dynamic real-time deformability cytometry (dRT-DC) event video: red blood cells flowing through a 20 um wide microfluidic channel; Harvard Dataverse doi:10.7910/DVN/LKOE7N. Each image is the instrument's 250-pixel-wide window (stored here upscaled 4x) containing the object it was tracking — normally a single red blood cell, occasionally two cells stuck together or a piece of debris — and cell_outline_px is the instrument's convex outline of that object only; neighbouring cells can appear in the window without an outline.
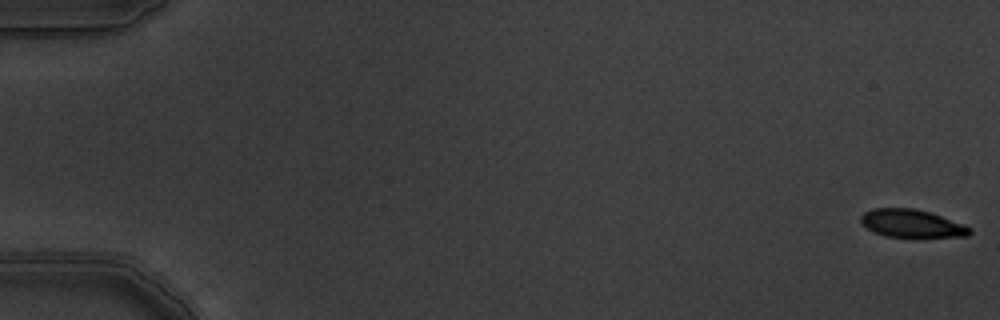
{"species": "common noctule bat (a hibernating species)", "species_latin": "Nyctalus noctula", "temperature_condition": "warm", "stored_images_in_passage": 5, "camera_frame_rate_fps": 3000, "um_per_image_px": 0.085, "animal": {"sex": "male", "body_mass_g": 19.5, "forearm_length_mm": 54.6}, "frame": {"image": 1, "passage_image": 1, "time_ms": 0.0, "image_size_px": [1000, 320], "cell_outline_px": [[972, 232], [968, 236], [884, 236], [868, 228], [860, 220], [860, 216], [864, 212], [872, 208], [912, 208], [928, 212], [964, 224], [972, 228]], "centroid_in_image_um": [77.49, 18.98], "position_along_channel_um": 7.5, "area_um2": 17.28}}
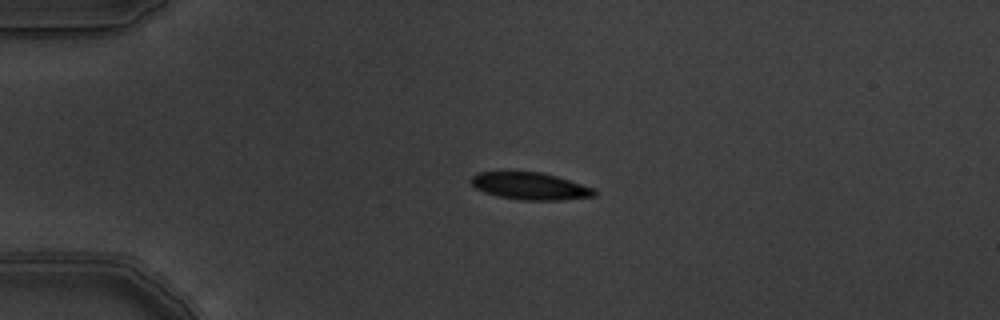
{"frame": {"image": 2, "passage_image": 4, "time_ms": 1.0, "image_size_px": [1000, 320], "cell_outline_px": [[596, 196], [560, 200], [520, 200], [496, 196], [484, 192], [476, 188], [468, 180], [476, 172], [540, 172], [556, 176], [592, 188], [596, 192]], "centroid_in_image_um": [45.0, 15.82], "position_along_channel_um": 40.0, "area_um2": 19.42}}